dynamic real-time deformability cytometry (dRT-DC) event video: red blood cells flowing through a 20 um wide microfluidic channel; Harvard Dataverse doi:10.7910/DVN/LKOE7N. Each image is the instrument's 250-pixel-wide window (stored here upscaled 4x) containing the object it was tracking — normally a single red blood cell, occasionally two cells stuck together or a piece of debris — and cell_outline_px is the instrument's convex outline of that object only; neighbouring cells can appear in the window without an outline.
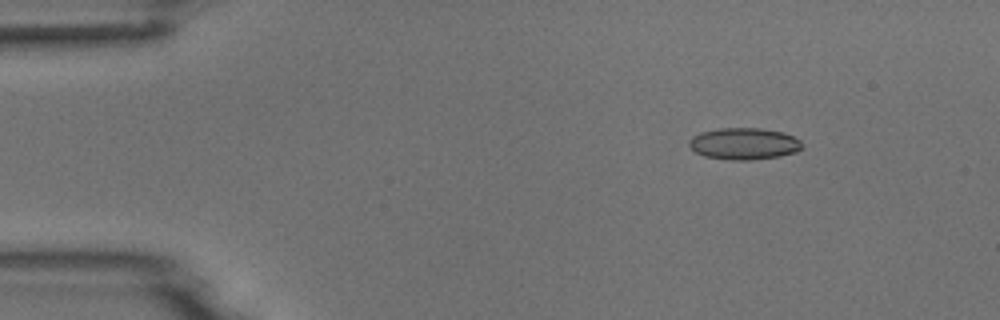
{"species": "common noctule bat (a hibernating species)", "species_latin": "Nyctalus noctula", "temperature_condition": "room temperature", "stored_images_in_passage": 4, "camera_frame_rate_fps": 3000, "um_per_image_px": 0.085, "animal": {"sex": "male", "body_mass_g": 18.8}, "frame": {"image": 1, "passage_image": 2, "time_ms": 1.0, "image_size_px": [1000, 320], "cell_outline_px": [[804, 144], [796, 152], [780, 156], [752, 160], [732, 160], [704, 156], [696, 152], [688, 144], [688, 140], [692, 136], [700, 132], [716, 128], [760, 128], [784, 132], [800, 140]], "centroid_in_image_um": [63.23, 12.21], "position_along_channel_um": 21.8, "area_um2": 21.04}}
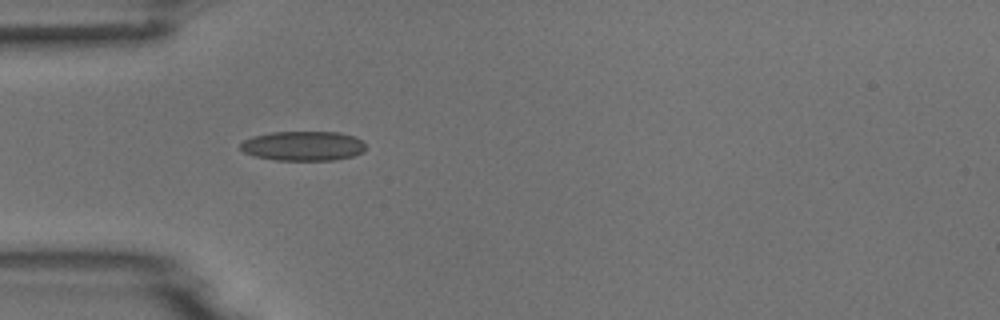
{"frame": {"image": 2, "passage_image": 4, "time_ms": 4.0, "image_size_px": [1000, 320], "cell_outline_px": [[364, 152], [352, 156], [332, 160], [276, 160], [256, 156], [244, 152], [240, 148], [240, 144], [244, 140], [252, 136], [272, 132], [340, 132], [356, 136], [364, 144]], "centroid_in_image_um": [25.77, 12.39], "position_along_channel_um": 59.2, "area_um2": 21.56}}